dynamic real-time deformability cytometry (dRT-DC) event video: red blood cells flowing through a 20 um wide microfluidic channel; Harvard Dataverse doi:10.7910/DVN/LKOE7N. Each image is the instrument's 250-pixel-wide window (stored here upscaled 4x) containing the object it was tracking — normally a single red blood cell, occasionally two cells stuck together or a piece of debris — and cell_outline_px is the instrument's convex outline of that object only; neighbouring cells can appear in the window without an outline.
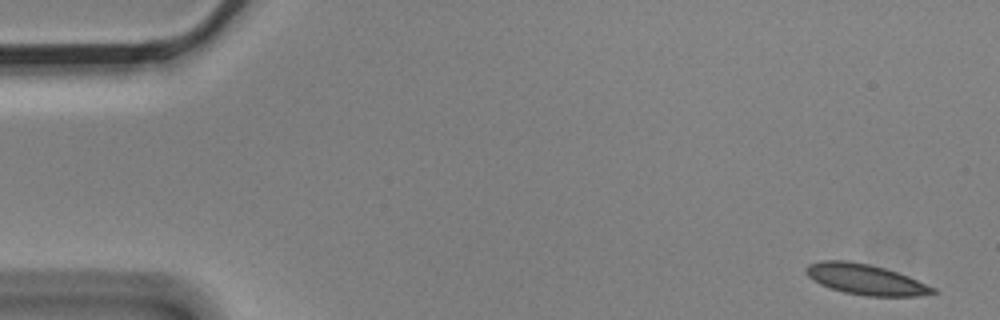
{"species": "Egyptian fruit bat (a non-hibernating species)", "species_latin": "Rousettus aegyptiacus", "temperature_condition": "cold", "stored_images_in_passage": 5, "camera_frame_rate_fps": 3000, "um_per_image_px": 0.085, "animal": {"sex": "male"}, "frame": {"image": 1, "passage_image": 1, "time_ms": 0.0, "image_size_px": [1000, 320], "cell_outline_px": [[936, 292], [916, 296], [864, 296], [844, 292], [820, 284], [812, 280], [808, 276], [808, 264], [820, 260], [848, 260], [868, 264], [884, 268], [908, 276], [936, 288]], "centroid_in_image_um": [73.57, 23.75], "position_along_channel_um": 11.4, "area_um2": 22.31}}
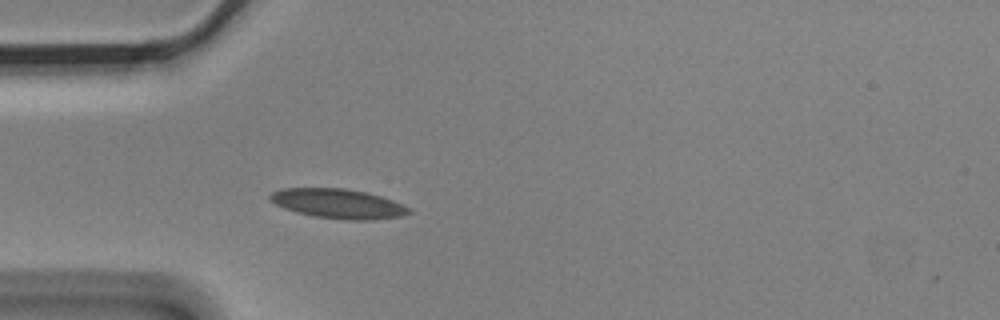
{"frame": {"image": 2, "passage_image": 5, "time_ms": 1.333, "image_size_px": [1000, 320], "cell_outline_px": [[412, 212], [400, 216], [372, 220], [348, 220], [316, 216], [296, 212], [284, 208], [276, 204], [268, 196], [272, 192], [284, 188], [344, 188], [368, 192], [392, 200], [412, 208]], "centroid_in_image_um": [28.78, 17.3], "position_along_channel_um": 56.2, "area_um2": 23.81}}